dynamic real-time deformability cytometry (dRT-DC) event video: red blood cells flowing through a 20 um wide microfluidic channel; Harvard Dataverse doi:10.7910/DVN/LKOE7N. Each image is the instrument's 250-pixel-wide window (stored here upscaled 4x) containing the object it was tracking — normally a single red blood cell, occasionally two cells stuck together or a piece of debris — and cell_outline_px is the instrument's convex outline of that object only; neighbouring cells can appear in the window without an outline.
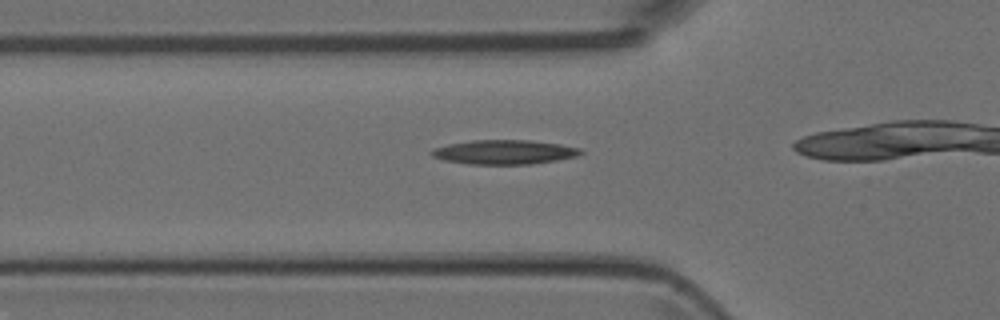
{"species": "Egyptian fruit bat (a non-hibernating species)", "species_latin": "Rousettus aegyptiacus", "temperature_condition": "room temperature", "stored_images_in_passage": 17, "camera_frame_rate_fps": 3000, "um_per_image_px": 0.085, "animal": {"sex": "female"}, "frame": {"image": 1, "passage_image": 10, "time_ms": 3.0, "image_size_px": [1000, 320], "cell_outline_px": [[584, 152], [576, 156], [556, 160], [532, 164], [468, 164], [444, 160], [432, 156], [428, 152], [432, 148], [448, 144], [472, 140], [532, 140], [560, 144], [580, 148]], "centroid_in_image_um": [42.83, 12.92], "position_along_channel_um": 83.0, "area_um2": 21.21}}
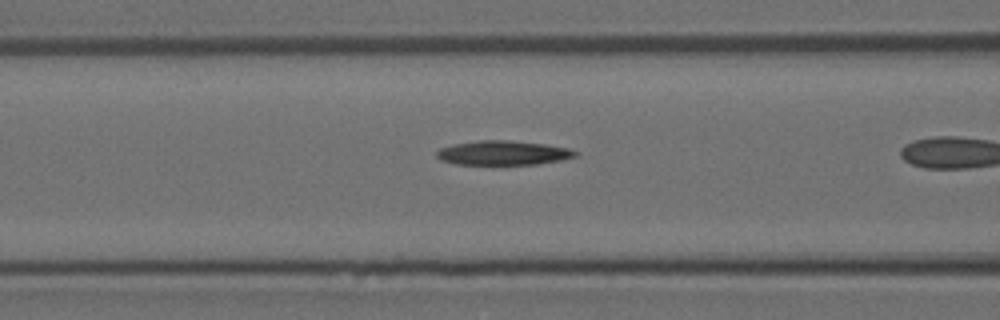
{"frame": {"image": 2, "passage_image": 13, "time_ms": 4.0, "image_size_px": [1000, 320], "cell_outline_px": [[580, 152], [576, 156], [564, 160], [536, 164], [456, 164], [440, 160], [436, 156], [436, 152], [440, 148], [456, 144], [480, 140], [508, 140], [544, 144], [568, 148]], "centroid_in_image_um": [42.8, 13.0], "position_along_channel_um": 123.8, "area_um2": 19.59}}
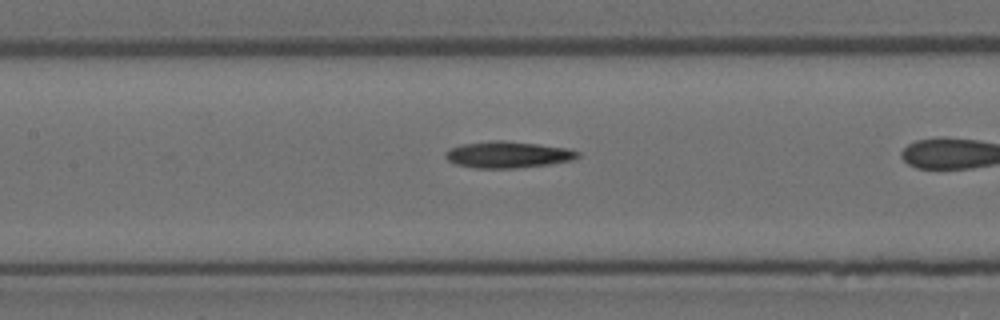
{"frame": {"image": 3, "passage_image": 16, "time_ms": 5.0, "image_size_px": [1000, 320], "cell_outline_px": [[580, 156], [572, 160], [548, 164], [516, 168], [476, 168], [456, 164], [448, 160], [444, 156], [444, 152], [448, 148], [460, 144], [488, 140], [504, 140], [568, 148], [580, 152]], "centroid_in_image_um": [43.12, 13.13], "position_along_channel_um": 164.3, "area_um2": 20.58}}